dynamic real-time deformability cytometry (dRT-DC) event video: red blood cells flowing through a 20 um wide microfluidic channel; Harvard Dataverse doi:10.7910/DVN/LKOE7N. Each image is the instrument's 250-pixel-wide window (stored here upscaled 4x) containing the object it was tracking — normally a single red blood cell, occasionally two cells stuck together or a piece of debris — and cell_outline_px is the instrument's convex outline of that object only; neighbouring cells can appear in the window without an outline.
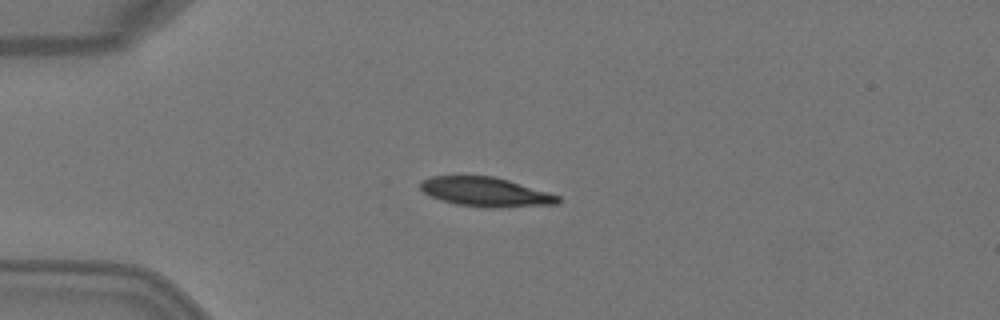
{"species": "Egyptian fruit bat (a non-hibernating species)", "species_latin": "Rousettus aegyptiacus", "temperature_condition": "warm", "stored_images_in_passage": 4, "camera_frame_rate_fps": 3000, "um_per_image_px": 0.085, "animal": {"sex": "female"}, "frame": {"image": 1, "passage_image": 2, "time_ms": 0.333, "image_size_px": [1000, 320], "cell_outline_px": [[560, 204], [500, 208], [484, 208], [456, 204], [432, 196], [424, 192], [420, 188], [420, 180], [432, 176], [492, 176], [508, 180], [548, 192], [560, 196]], "centroid_in_image_um": [41.31, 16.32], "position_along_channel_um": 43.7, "area_um2": 23.52}}